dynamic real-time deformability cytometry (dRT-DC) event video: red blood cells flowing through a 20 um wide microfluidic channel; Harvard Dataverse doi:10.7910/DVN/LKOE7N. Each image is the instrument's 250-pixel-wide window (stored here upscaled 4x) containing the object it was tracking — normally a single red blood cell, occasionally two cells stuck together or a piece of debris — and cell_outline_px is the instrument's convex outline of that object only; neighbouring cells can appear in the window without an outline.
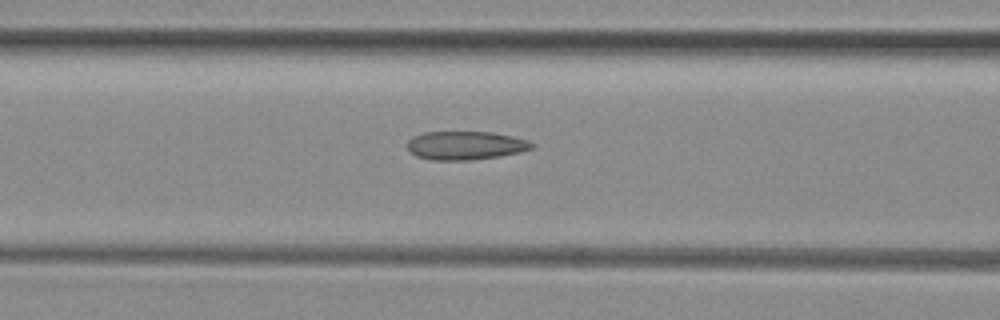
{"species": "common noctule bat (a hibernating species)", "species_latin": "Nyctalus noctula", "temperature_condition": "room temperature", "stored_images_in_passage": 9, "camera_frame_rate_fps": 3000, "um_per_image_px": 0.085, "animal": {"sex": "female", "body_mass_g": 29.2, "forearm_length_mm": 56.3}, "frame": {"image": 1, "passage_image": 7, "time_ms": 2.0, "image_size_px": [1000, 320], "cell_outline_px": [[536, 144], [532, 148], [520, 152], [500, 156], [468, 160], [432, 160], [416, 156], [408, 148], [408, 140], [412, 136], [424, 132], [492, 132], [512, 136], [528, 140]], "centroid_in_image_um": [39.58, 12.36], "position_along_channel_um": 127.0, "area_um2": 20.69}}